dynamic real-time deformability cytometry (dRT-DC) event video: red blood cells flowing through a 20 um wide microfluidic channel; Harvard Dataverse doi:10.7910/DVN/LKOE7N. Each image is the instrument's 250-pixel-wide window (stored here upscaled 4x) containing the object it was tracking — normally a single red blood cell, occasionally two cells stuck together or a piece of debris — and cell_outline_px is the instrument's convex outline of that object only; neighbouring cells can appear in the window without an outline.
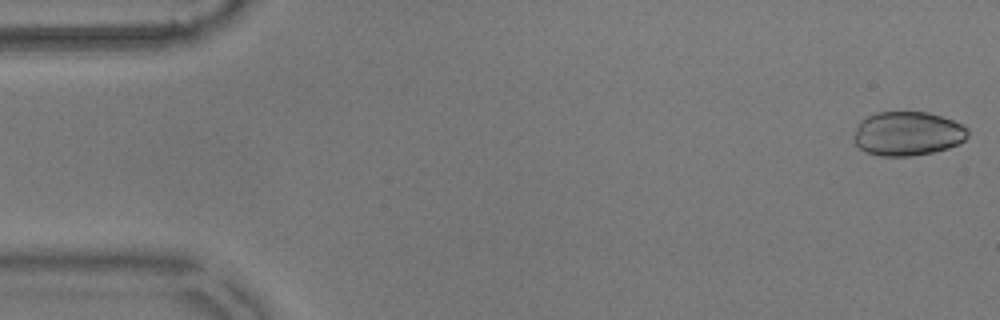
{"species": "common noctule bat (a hibernating species)", "species_latin": "Nyctalus noctula", "temperature_condition": "warm", "stored_images_in_passage": 55, "camera_frame_rate_fps": 3000, "um_per_image_px": 0.085, "animal": {"sex": "male", "body_mass_g": 17.9}, "frame": {"image": 1, "passage_image": 1, "time_ms": 0.0, "image_size_px": [1000, 320], "cell_outline_px": [[968, 136], [960, 144], [948, 148], [932, 152], [912, 156], [880, 156], [864, 152], [856, 144], [852, 136], [860, 120], [876, 112], [928, 112], [952, 120], [968, 128]], "centroid_in_image_um": [77.12, 11.36], "position_along_channel_um": 7.9, "area_um2": 29.48}}
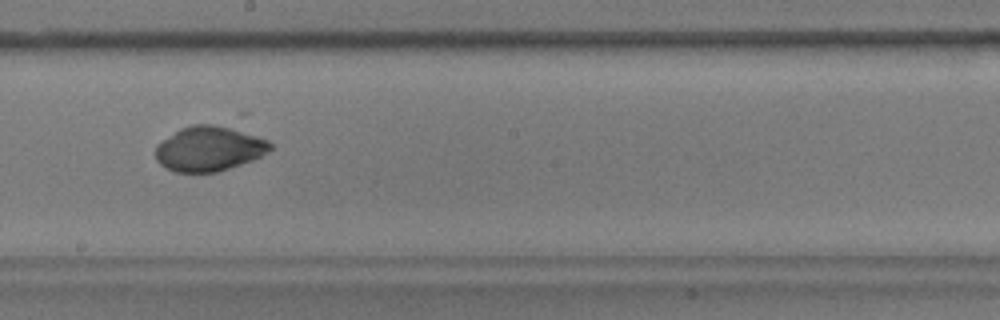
{"frame": {"image": 2, "passage_image": 30, "time_ms": 9.667, "image_size_px": [1000, 320], "cell_outline_px": [[272, 148], [268, 152], [252, 160], [216, 172], [176, 172], [160, 164], [156, 160], [156, 144], [160, 140], [180, 128], [192, 124], [212, 124], [232, 128], [268, 140], [272, 144]], "centroid_in_image_um": [17.74, 12.63], "position_along_channel_um": 230.5, "area_um2": 29.88}}
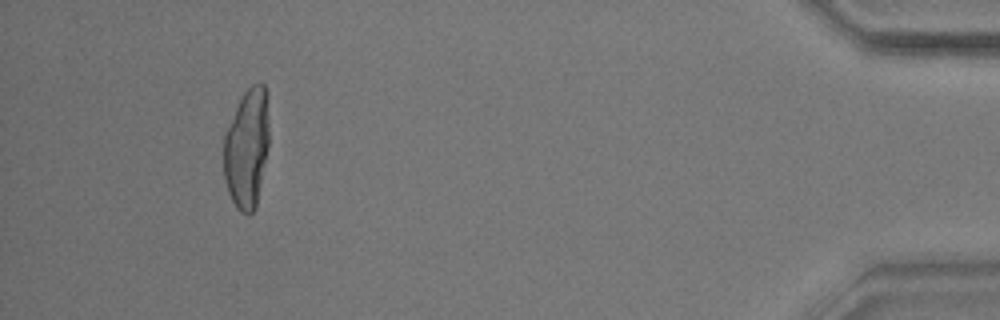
{"frame": {"image": 3, "passage_image": 51, "time_ms": 16.667, "image_size_px": [1000, 320], "cell_outline_px": [[268, 144], [256, 208], [248, 216], [240, 212], [236, 208], [228, 192], [224, 176], [224, 132], [244, 92], [252, 84], [264, 84], [268, 96]], "centroid_in_image_um": [20.98, 12.61], "position_along_channel_um": 414.2, "area_um2": 31.67}}